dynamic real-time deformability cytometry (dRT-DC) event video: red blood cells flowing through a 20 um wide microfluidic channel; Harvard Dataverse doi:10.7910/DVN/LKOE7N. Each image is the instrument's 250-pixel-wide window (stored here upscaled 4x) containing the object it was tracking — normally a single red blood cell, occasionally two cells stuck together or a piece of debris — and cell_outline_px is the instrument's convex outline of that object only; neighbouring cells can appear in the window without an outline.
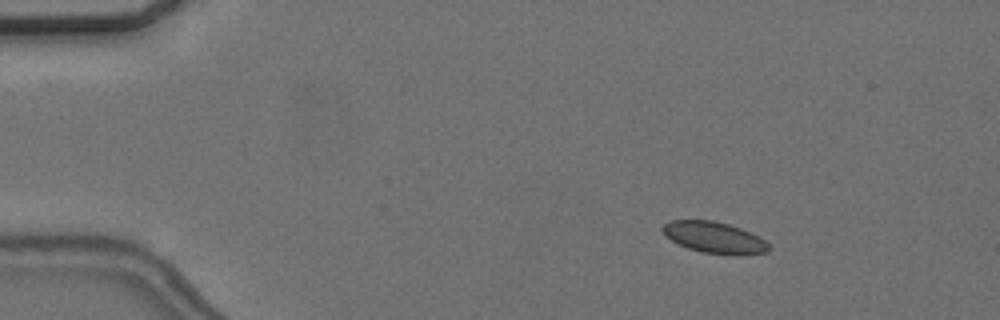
{"species": "common noctule bat (a hibernating species)", "species_latin": "Nyctalus noctula", "temperature_condition": "cold", "stored_images_in_passage": 56, "camera_frame_rate_fps": 3000, "um_per_image_px": 0.085, "animal": {"sex": "female", "body_mass_g": 24.6, "forearm_length_mm": 56.2}, "frame": {"image": 1, "passage_image": 8, "time_ms": 2.333, "image_size_px": [1000, 320], "cell_outline_px": [[772, 248], [768, 252], [736, 256], [732, 256], [700, 252], [688, 248], [672, 240], [660, 228], [664, 224], [672, 220], [712, 220], [728, 224], [740, 228], [764, 240]], "centroid_in_image_um": [60.74, 20.21], "position_along_channel_um": 24.3, "area_um2": 19.36}}
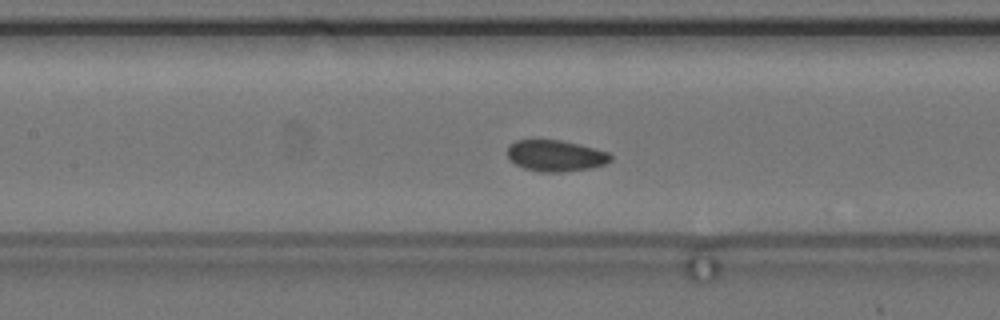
{"frame": {"image": 2, "passage_image": 26, "time_ms": 8.333, "image_size_px": [1000, 320], "cell_outline_px": [[612, 160], [604, 164], [592, 168], [564, 172], [540, 172], [524, 168], [508, 160], [508, 144], [516, 140], [560, 140], [608, 152], [612, 156]], "centroid_in_image_um": [47.2, 13.25], "position_along_channel_um": 160.2, "area_um2": 18.79}}
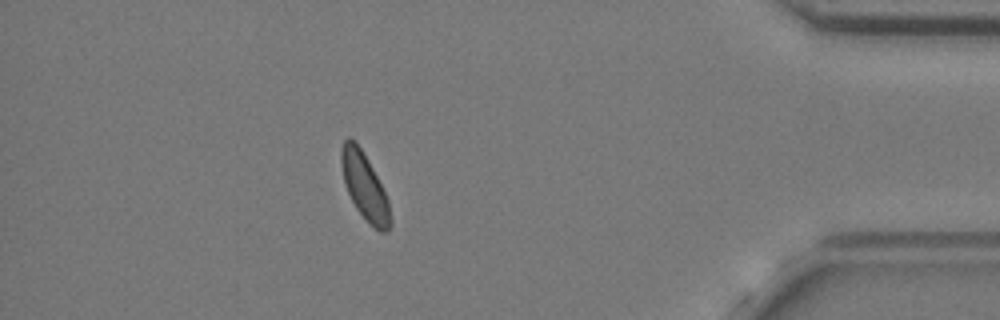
{"frame": {"image": 3, "passage_image": 50, "time_ms": 16.333, "image_size_px": [1000, 320], "cell_outline_px": [[392, 224], [388, 232], [380, 232], [356, 208], [344, 184], [340, 164], [340, 148], [344, 140], [348, 136], [356, 140], [372, 168], [388, 200], [392, 220]], "centroid_in_image_um": [30.96, 15.8], "position_along_channel_um": 404.2, "area_um2": 18.9}, "authors_computed_cell_mechanics": {"area_um2": 19.3341, "velocity_mm_per_s": 3.6195, "shape_relaxation_time_tau1_ms": 2.6802, "shape_relaxation_time_tau2_ms": 4.294, "deformation_change_tau1": 0.0336, "deformation_change_tau2": 0.0926}}